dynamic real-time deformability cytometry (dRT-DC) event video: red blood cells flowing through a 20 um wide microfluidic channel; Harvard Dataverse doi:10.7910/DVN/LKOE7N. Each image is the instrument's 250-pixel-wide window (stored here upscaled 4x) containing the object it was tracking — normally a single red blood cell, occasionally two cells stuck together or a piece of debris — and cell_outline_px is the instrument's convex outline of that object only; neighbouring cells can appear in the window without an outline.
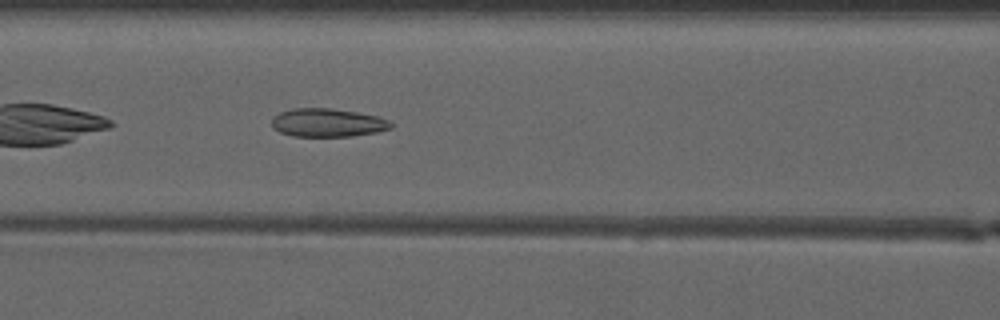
{"species": "common noctule bat (a hibernating species)", "species_latin": "Nyctalus noctula", "temperature_condition": "warm", "stored_images_in_passage": 23, "camera_frame_rate_fps": 3000, "um_per_image_px": 0.085, "animal": {"sex": "male", "forearm_length_mm": 52.5}, "frame": {"image": 1, "passage_image": 6, "time_ms": 1.667, "image_size_px": [1000, 320], "cell_outline_px": [[392, 128], [376, 132], [352, 136], [292, 136], [280, 132], [272, 128], [272, 120], [280, 112], [292, 108], [332, 108], [380, 116], [388, 120], [392, 124]], "centroid_in_image_um": [27.85, 10.42], "position_along_channel_um": 138.7, "area_um2": 19.71}}
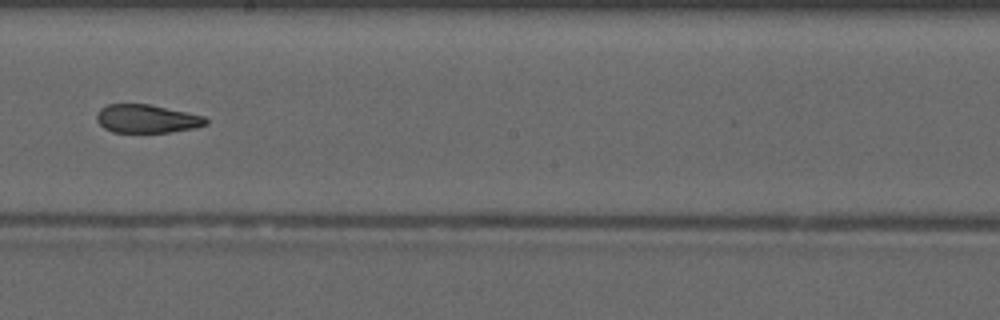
{"frame": {"image": 2, "passage_image": 13, "time_ms": 4.0, "image_size_px": [1000, 320], "cell_outline_px": [[208, 124], [196, 128], [168, 132], [112, 132], [104, 128], [96, 120], [96, 116], [100, 108], [108, 104], [148, 104], [204, 116], [208, 120]], "centroid_in_image_um": [12.47, 10.1], "position_along_channel_um": 235.7, "area_um2": 17.98}}
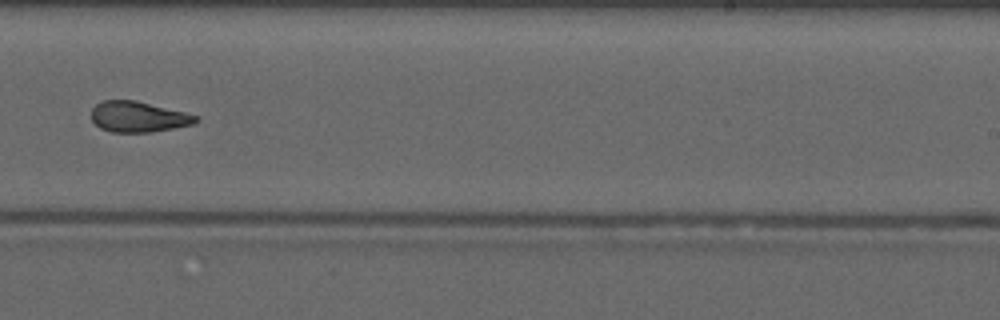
{"frame": {"image": 3, "passage_image": 16, "time_ms": 5.0, "image_size_px": [1000, 320], "cell_outline_px": [[200, 120], [196, 124], [152, 132], [112, 132], [100, 128], [92, 120], [92, 108], [96, 104], [104, 100], [136, 100], [184, 112], [196, 116]], "centroid_in_image_um": [11.77, 9.93], "position_along_channel_um": 277.2, "area_um2": 18.67}, "authors_computed_cell_mechanics": {"area_um2": 19.2474, "velocity_mm_per_s": 4.1655, "shape_relaxation_time_tau1_ms": null, "shape_relaxation_time_tau2_ms": 2.6727, "deformation_change_tau1": null, "deformation_change_tau2": 0.0979}}